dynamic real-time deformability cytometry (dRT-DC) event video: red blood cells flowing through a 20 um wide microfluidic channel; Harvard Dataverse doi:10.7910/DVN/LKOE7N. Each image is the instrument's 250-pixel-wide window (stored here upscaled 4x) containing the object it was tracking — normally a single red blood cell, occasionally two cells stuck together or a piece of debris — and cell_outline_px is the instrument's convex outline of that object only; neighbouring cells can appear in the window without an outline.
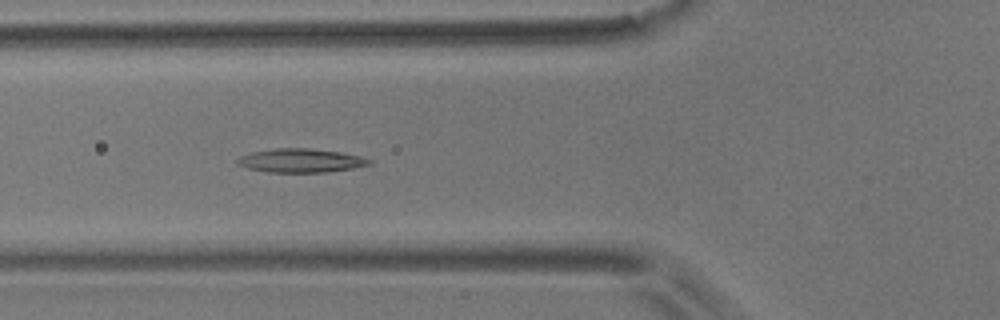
{"species": "common noctule bat (a hibernating species)", "species_latin": "Nyctalus noctula", "temperature_condition": "room temperature", "stored_images_in_passage": 4, "camera_frame_rate_fps": 3000, "um_per_image_px": 0.085, "animal": {"sex": "male", "body_mass_g": 17.9}, "frame": {"image": 1, "passage_image": 4, "time_ms": 3.333, "image_size_px": [1000, 320], "cell_outline_px": [[372, 164], [352, 168], [328, 172], [268, 172], [248, 168], [236, 164], [236, 160], [240, 156], [252, 152], [276, 148], [308, 148], [340, 152], [360, 156], [372, 160]], "centroid_in_image_um": [25.56, 13.65], "position_along_channel_um": 100.2, "area_um2": 18.21}}